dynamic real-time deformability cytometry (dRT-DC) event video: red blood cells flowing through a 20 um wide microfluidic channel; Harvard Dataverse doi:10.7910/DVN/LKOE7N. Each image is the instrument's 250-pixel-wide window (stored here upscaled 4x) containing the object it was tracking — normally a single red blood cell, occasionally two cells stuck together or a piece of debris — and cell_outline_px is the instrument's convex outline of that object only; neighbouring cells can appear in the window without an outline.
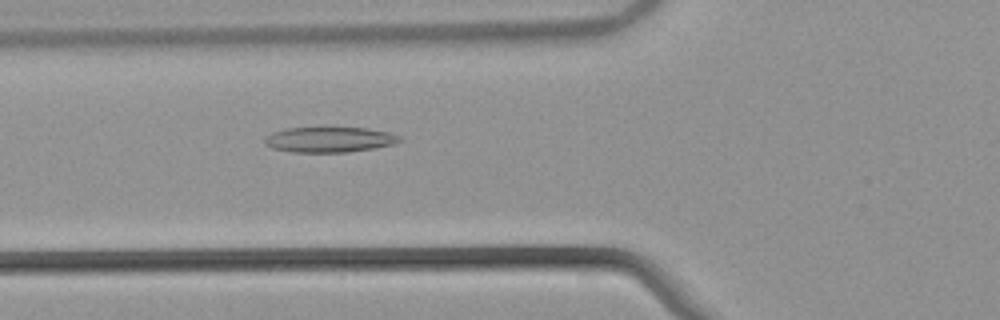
{"species": "common noctule bat (a hibernating species)", "species_latin": "Nyctalus noctula", "temperature_condition": "warm", "stored_images_in_passage": 53, "camera_frame_rate_fps": 3000, "um_per_image_px": 0.085, "animal": {"sex": "male", "body_mass_g": 21.5, "forearm_length_mm": 52.0}, "frame": {"image": 1, "passage_image": 20, "time_ms": 6.333, "image_size_px": [1000, 320], "cell_outline_px": [[404, 140], [392, 144], [372, 148], [348, 152], [292, 152], [272, 148], [264, 144], [264, 136], [272, 132], [284, 128], [368, 128], [388, 132], [400, 136]], "centroid_in_image_um": [27.96, 11.86], "position_along_channel_um": 97.8, "area_um2": 19.94}}
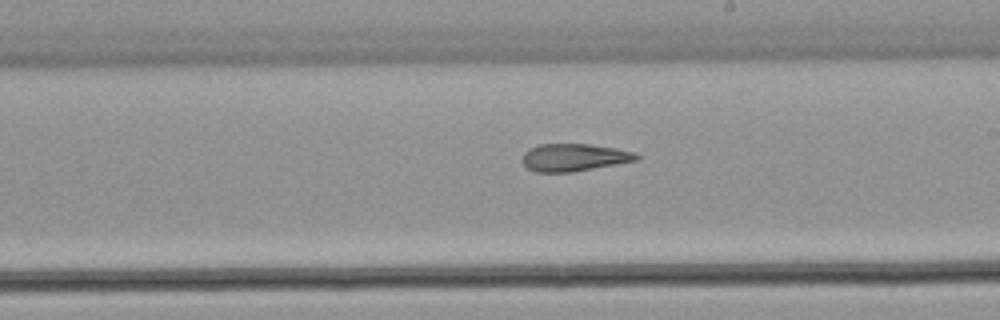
{"frame": {"image": 2, "passage_image": 31, "time_ms": 10.0, "image_size_px": [1000, 320], "cell_outline_px": [[640, 160], [572, 172], [536, 172], [528, 168], [520, 160], [524, 152], [528, 148], [540, 144], [588, 144], [616, 148], [632, 152], [640, 156]], "centroid_in_image_um": [48.77, 13.38], "position_along_channel_um": 240.2, "area_um2": 18.38}}
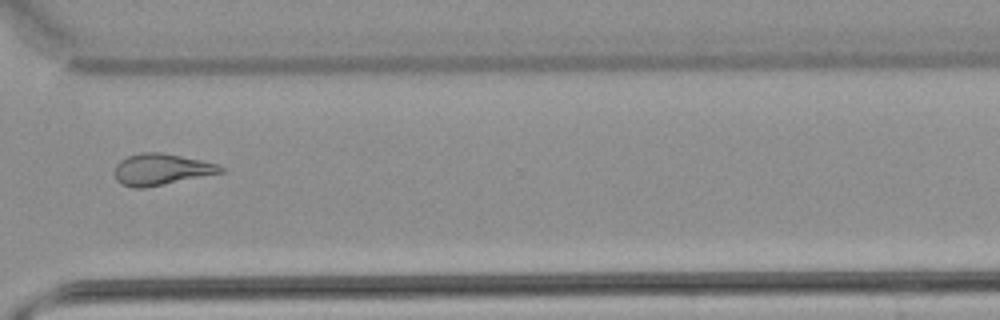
{"frame": {"image": 3, "passage_image": 40, "time_ms": 13.0, "image_size_px": [1000, 320], "cell_outline_px": [[224, 172], [144, 188], [132, 188], [120, 184], [116, 180], [116, 164], [120, 160], [128, 156], [140, 152], [160, 152], [200, 160], [216, 164], [224, 168]], "centroid_in_image_um": [13.67, 14.4], "position_along_channel_um": 356.9, "area_um2": 19.19}, "authors_computed_cell_mechanics": {"area_um2": 20.1144, "velocity_mm_per_s": 3.878, "shape_relaxation_time_tau1_ms": null, "shape_relaxation_time_tau2_ms": 3.7194, "deformation_change_tau1": null, "deformation_change_tau2": 0.1405}}